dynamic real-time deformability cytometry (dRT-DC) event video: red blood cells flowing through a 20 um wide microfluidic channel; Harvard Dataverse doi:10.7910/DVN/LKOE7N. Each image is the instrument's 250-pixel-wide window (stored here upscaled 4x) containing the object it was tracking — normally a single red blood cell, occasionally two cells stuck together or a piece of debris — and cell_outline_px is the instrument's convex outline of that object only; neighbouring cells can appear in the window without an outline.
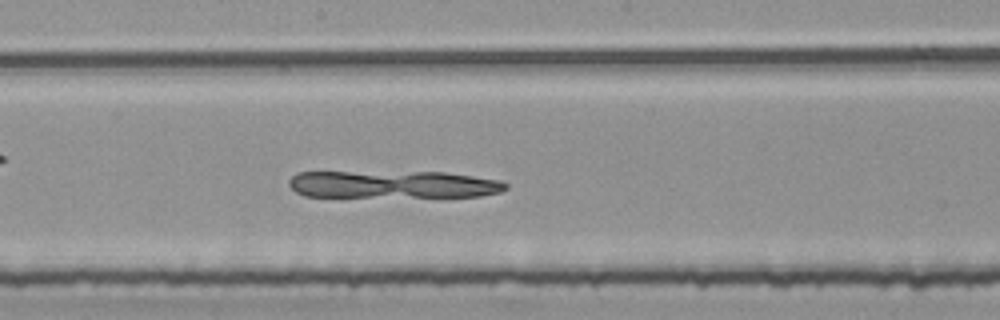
{"species": "common noctule bat (a hibernating species)", "species_latin": "Nyctalus noctula", "temperature_condition": "room temperature", "stored_images_in_passage": 40, "camera_frame_rate_fps": 3000, "um_per_image_px": 0.085, "animal": {"sex": "female", "body_mass_g": 25.1}, "frame": {"image": 1, "passage_image": 17, "time_ms": 5.333, "image_size_px": [1000, 320], "cell_outline_px": [[508, 188], [500, 192], [480, 196], [304, 196], [296, 192], [288, 184], [288, 180], [296, 172], [444, 172], [500, 180], [508, 184]], "centroid_in_image_um": [33.4, 15.67], "position_along_channel_um": 214.8, "area_um2": 34.51}}